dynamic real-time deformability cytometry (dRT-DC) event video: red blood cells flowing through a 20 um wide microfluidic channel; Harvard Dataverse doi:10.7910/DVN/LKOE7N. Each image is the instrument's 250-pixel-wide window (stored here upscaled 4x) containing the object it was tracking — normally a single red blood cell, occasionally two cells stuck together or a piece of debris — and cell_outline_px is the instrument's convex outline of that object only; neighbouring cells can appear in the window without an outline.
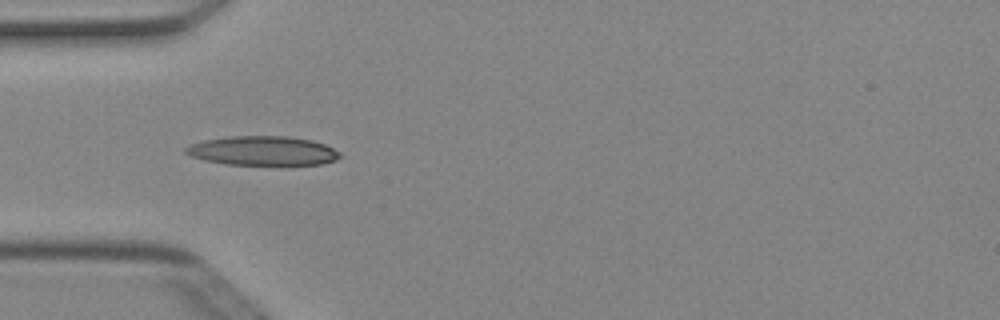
{"species": "Egyptian fruit bat (a non-hibernating species)", "species_latin": "Rousettus aegyptiacus", "temperature_condition": "cold", "stored_images_in_passage": 6, "camera_frame_rate_fps": 3000, "um_per_image_px": 0.085, "animal": {"sex": "female"}, "frame": {"image": 1, "passage_image": 1, "time_ms": 0.0, "image_size_px": [1000, 320], "cell_outline_px": [[344, 156], [336, 160], [324, 164], [288, 168], [228, 164], [204, 160], [192, 156], [184, 152], [184, 148], [192, 144], [204, 140], [228, 136], [288, 136], [312, 140], [324, 144], [340, 152]], "centroid_in_image_um": [22.44, 12.87], "position_along_channel_um": 62.6, "area_um2": 27.57}}
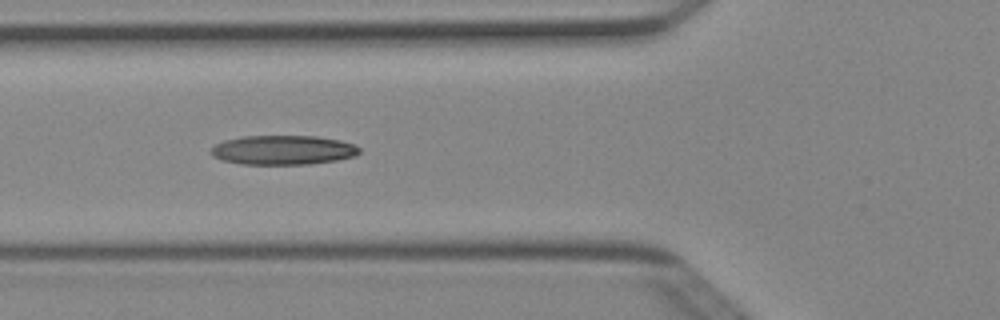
{"frame": {"image": 2, "passage_image": 4, "time_ms": 1.0, "image_size_px": [1000, 320], "cell_outline_px": [[360, 152], [356, 156], [336, 160], [308, 164], [244, 164], [220, 160], [212, 156], [208, 152], [216, 144], [224, 140], [244, 136], [316, 136], [340, 140], [352, 144], [360, 148]], "centroid_in_image_um": [24.03, 12.75], "position_along_channel_um": 101.8, "area_um2": 25.43}}